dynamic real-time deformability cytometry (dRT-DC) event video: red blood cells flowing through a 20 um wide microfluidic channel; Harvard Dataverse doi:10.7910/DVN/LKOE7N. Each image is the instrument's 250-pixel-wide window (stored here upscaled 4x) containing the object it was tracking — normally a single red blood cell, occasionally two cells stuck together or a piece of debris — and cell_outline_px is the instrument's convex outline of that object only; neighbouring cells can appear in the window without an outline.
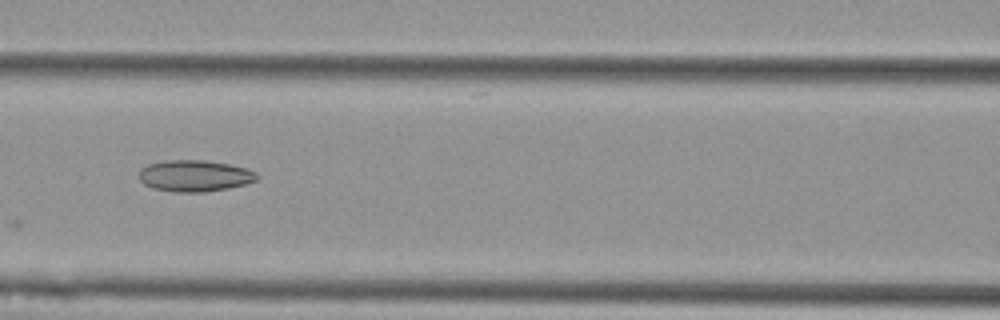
{"species": "Egyptian fruit bat (a non-hibernating species)", "species_latin": "Rousettus aegyptiacus", "temperature_condition": "cold", "stored_images_in_passage": 7, "camera_frame_rate_fps": 3000, "um_per_image_px": 0.085, "animal": {"sex": "female"}, "frame": {"image": 1, "passage_image": 5, "time_ms": 1.333, "image_size_px": [1000, 320], "cell_outline_px": [[260, 176], [256, 180], [244, 184], [228, 188], [204, 192], [176, 192], [152, 188], [144, 184], [140, 180], [140, 168], [148, 164], [164, 160], [204, 160], [228, 164], [248, 168], [256, 172]], "centroid_in_image_um": [16.55, 14.94], "position_along_channel_um": 150.1, "area_um2": 21.68}}
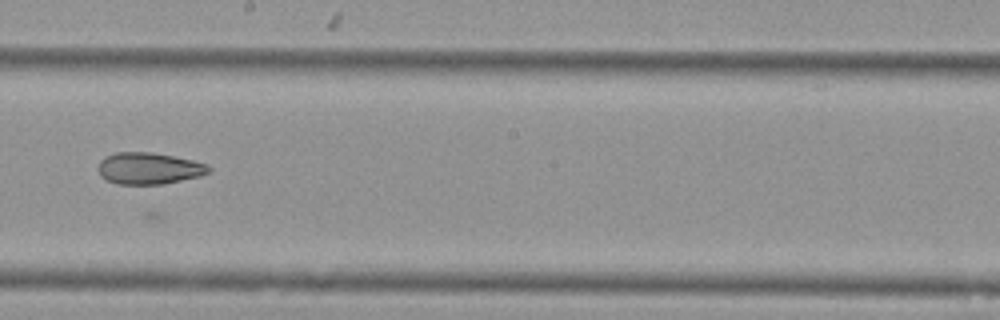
{"frame": {"image": 2, "passage_image": 7, "time_ms": 2.0, "image_size_px": [1000, 320], "cell_outline_px": [[212, 172], [200, 176], [164, 184], [116, 184], [100, 176], [96, 168], [100, 160], [104, 156], [116, 152], [152, 152], [192, 160], [208, 164], [212, 168]], "centroid_in_image_um": [12.65, 14.31], "position_along_channel_um": 235.6, "area_um2": 20.69}}